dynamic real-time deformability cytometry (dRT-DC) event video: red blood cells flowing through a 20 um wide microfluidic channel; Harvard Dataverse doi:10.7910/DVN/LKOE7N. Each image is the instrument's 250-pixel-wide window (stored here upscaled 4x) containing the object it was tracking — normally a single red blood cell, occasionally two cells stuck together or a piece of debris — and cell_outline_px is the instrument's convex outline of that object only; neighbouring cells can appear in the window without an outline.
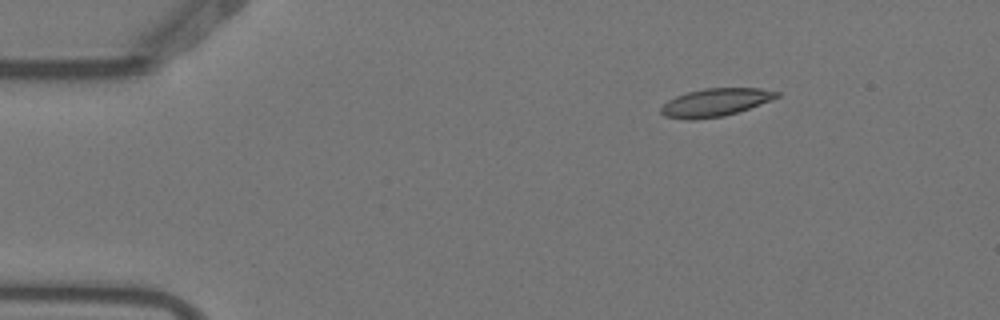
{"species": "Egyptian fruit bat (a non-hibernating species)", "species_latin": "Rousettus aegyptiacus", "temperature_condition": "warm", "stored_images_in_passage": 4, "camera_frame_rate_fps": 3000, "um_per_image_px": 0.085, "animal": {"sex": "female"}, "frame": {"image": 1, "passage_image": 1, "time_ms": 0.0, "image_size_px": [1000, 320], "cell_outline_px": [[780, 96], [772, 100], [724, 116], [692, 120], [688, 120], [664, 116], [660, 112], [660, 108], [668, 100], [676, 96], [688, 92], [704, 88], [760, 88], [780, 92]], "centroid_in_image_um": [60.8, 8.7], "position_along_channel_um": 24.2, "area_um2": 18.79}}
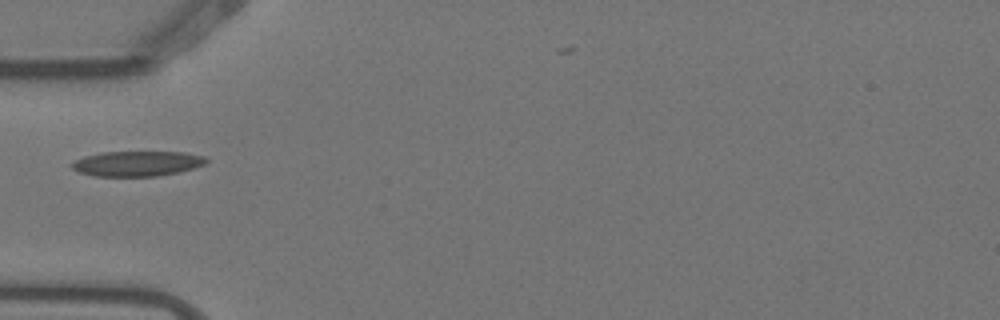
{"frame": {"image": 2, "passage_image": 3, "time_ms": 0.667, "image_size_px": [1000, 320], "cell_outline_px": [[208, 160], [204, 164], [192, 168], [176, 172], [156, 176], [96, 176], [80, 172], [72, 168], [72, 164], [76, 160], [84, 156], [100, 152], [184, 152], [204, 156]], "centroid_in_image_um": [11.65, 13.89], "position_along_channel_um": 73.4, "area_um2": 19.42}}
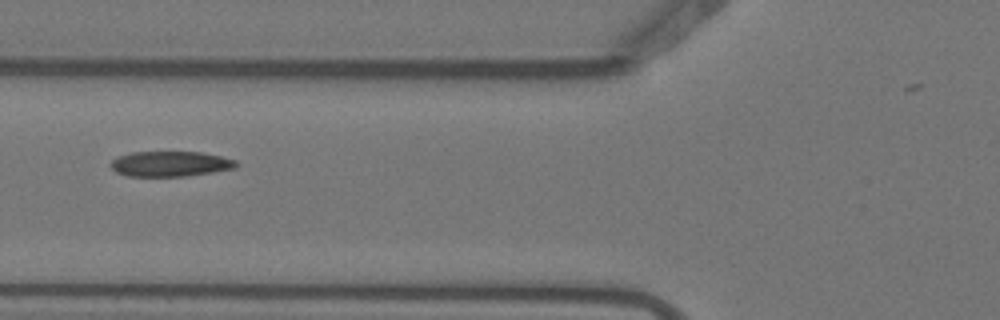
{"frame": {"image": 3, "passage_image": 4, "time_ms": 1.0, "image_size_px": [1000, 320], "cell_outline_px": [[240, 164], [236, 168], [212, 172], [184, 176], [128, 176], [116, 172], [108, 164], [116, 156], [132, 152], [200, 152], [220, 156], [236, 160]], "centroid_in_image_um": [14.46, 13.92], "position_along_channel_um": 111.3, "area_um2": 18.55}}